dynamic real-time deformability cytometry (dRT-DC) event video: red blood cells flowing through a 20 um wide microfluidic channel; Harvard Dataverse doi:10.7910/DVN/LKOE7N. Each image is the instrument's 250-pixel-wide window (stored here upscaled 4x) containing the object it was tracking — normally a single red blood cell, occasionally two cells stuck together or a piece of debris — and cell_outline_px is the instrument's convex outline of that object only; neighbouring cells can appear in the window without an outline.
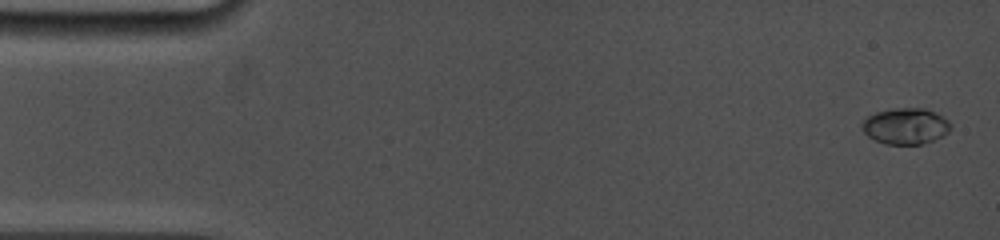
{"species": "common noctule bat (a hibernating species)", "species_latin": "Nyctalus noctula", "temperature_condition": "cold", "stored_images_in_passage": 32, "camera_frame_rate_fps": 5000, "um_per_image_px": 0.085, "animal": {"sex": "female", "body_mass_g": 19.0, "forearm_length_mm": 53.3}, "frame": {"image": 1, "passage_image": 1, "time_ms": 0.0, "image_size_px": [1000, 240], "cell_outline_px": [[952, 128], [944, 136], [920, 144], [884, 144], [868, 136], [864, 132], [864, 120], [868, 116], [876, 112], [896, 108], [924, 108], [948, 120], [952, 124]], "centroid_in_image_um": [77.01, 10.72], "position_along_channel_um": 8.0, "area_um2": 18.38}}
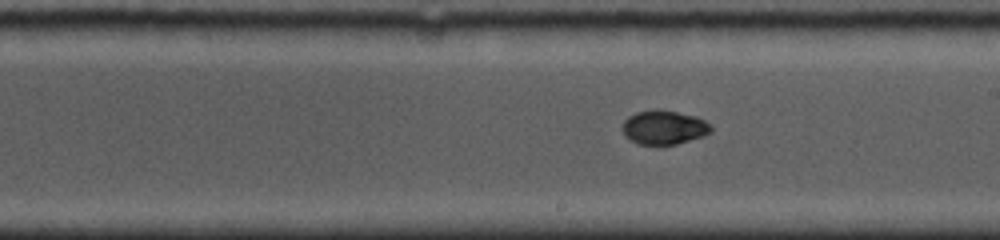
{"frame": {"image": 2, "passage_image": 18, "time_ms": 9.0, "image_size_px": [1000, 240], "cell_outline_px": [[712, 132], [704, 136], [676, 144], [660, 148], [636, 144], [624, 136], [620, 128], [624, 120], [628, 116], [636, 112], [652, 108], [656, 108], [696, 116], [712, 124]], "centroid_in_image_um": [56.39, 10.86], "position_along_channel_um": 232.6, "area_um2": 18.55}}
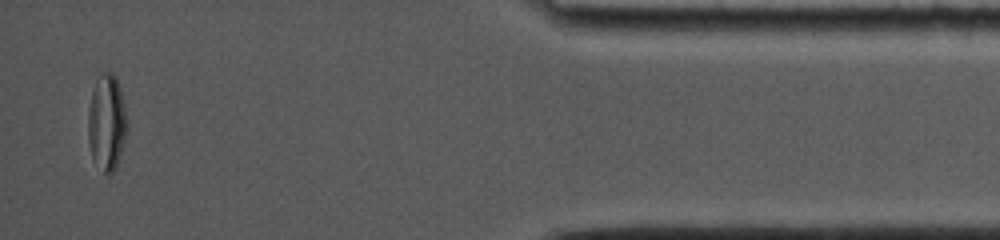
{"frame": {"image": 3, "passage_image": 32, "time_ms": 15.2, "image_size_px": [1000, 240], "cell_outline_px": [[128, 128], [120, 156], [116, 168], [108, 176], [104, 172], [92, 156], [88, 144], [88, 108], [92, 88], [96, 80], [104, 72], [112, 72], [120, 88], [128, 120]], "centroid_in_image_um": [9.08, 10.41], "position_along_channel_um": 426.1, "area_um2": 21.96}, "authors_computed_cell_mechanics": {"area_um2": 17.8602, "velocity_mm_per_s": 3.9042, "shape_relaxation_time_tau1_ms": 5.5136, "shape_relaxation_time_tau2_ms": 1.7258, "deformation_change_tau1": 0.1827, "deformation_change_tau2": 0.0305}}